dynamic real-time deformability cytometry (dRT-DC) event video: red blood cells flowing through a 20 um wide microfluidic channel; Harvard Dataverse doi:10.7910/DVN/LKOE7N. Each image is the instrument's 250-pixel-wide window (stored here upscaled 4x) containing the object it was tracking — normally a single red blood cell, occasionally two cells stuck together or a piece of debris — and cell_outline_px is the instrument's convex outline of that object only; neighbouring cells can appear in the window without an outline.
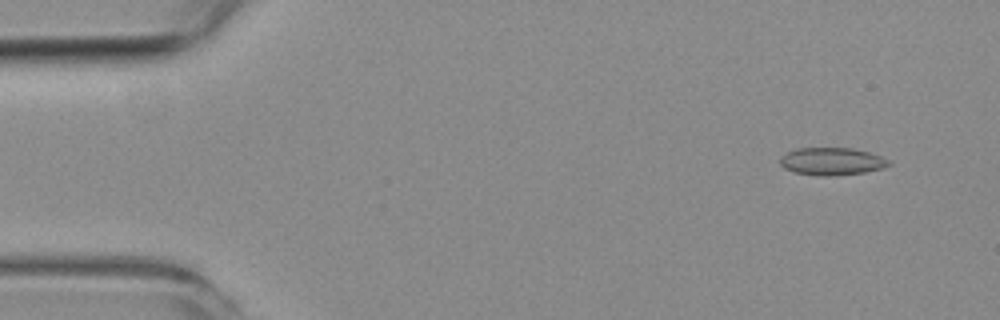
{"species": "common noctule bat (a hibernating species)", "species_latin": "Nyctalus noctula", "temperature_condition": "room temperature", "stored_images_in_passage": 4, "camera_frame_rate_fps": 3000, "um_per_image_px": 0.085, "animal": {"sex": "female", "body_mass_g": 19.3, "forearm_length_mm": 54.1}, "frame": {"image": 1, "passage_image": 1, "time_ms": 0.0, "image_size_px": [1000, 320], "cell_outline_px": [[892, 164], [884, 168], [864, 172], [828, 176], [820, 176], [796, 172], [784, 168], [780, 164], [780, 156], [796, 148], [852, 148], [868, 152], [892, 160]], "centroid_in_image_um": [70.73, 13.71], "position_along_channel_um": 14.3, "area_um2": 17.46}}